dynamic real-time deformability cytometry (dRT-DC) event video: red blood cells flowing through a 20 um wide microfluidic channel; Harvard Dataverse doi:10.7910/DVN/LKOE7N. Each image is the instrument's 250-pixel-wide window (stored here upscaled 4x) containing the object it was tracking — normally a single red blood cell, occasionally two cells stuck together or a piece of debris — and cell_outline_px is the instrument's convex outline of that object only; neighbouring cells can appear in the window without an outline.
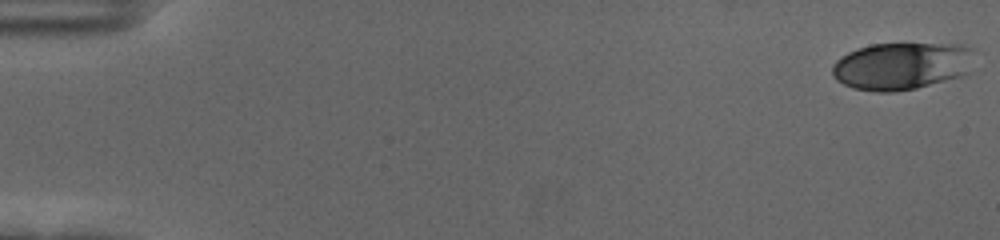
{"species": "human", "species_latin": "Homo sapiens", "temperature_condition": "cold", "stored_images_in_passage": 56, "camera_frame_rate_fps": 3000, "um_per_image_px": 0.085, "donor": {"sex": "female"}, "frame": {"image": 1, "passage_image": 1, "time_ms": 0.0, "image_size_px": [1000, 240], "cell_outline_px": [[972, 48], [968, 72], [964, 76], [916, 88], [896, 92], [876, 92], [852, 88], [836, 80], [832, 76], [832, 64], [840, 56], [856, 48], [872, 44], [964, 44]], "centroid_in_image_um": [76.59, 5.61], "position_along_channel_um": 8.4, "area_um2": 39.48}}
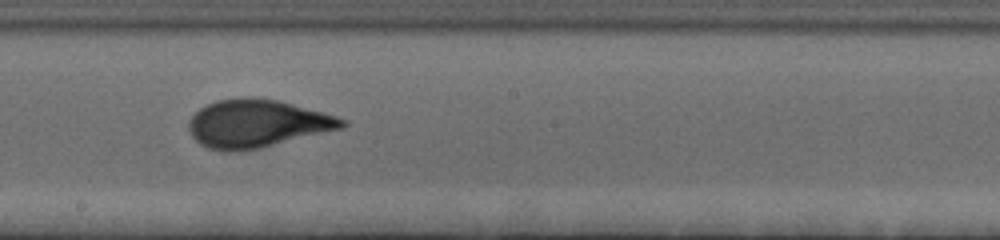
{"frame": {"image": 2, "passage_image": 32, "time_ms": 10.333, "image_size_px": [1000, 240], "cell_outline_px": [[348, 124], [344, 128], [260, 148], [232, 152], [224, 152], [208, 148], [200, 144], [192, 136], [188, 128], [188, 120], [200, 108], [216, 100], [240, 96], [248, 96], [276, 100], [324, 112], [348, 120]], "centroid_in_image_um": [21.85, 10.5], "position_along_channel_um": 226.4, "area_um2": 43.06}}
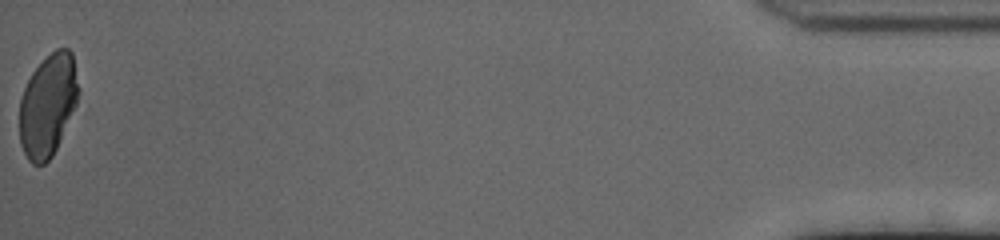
{"frame": {"image": 3, "passage_image": 56, "time_ms": 18.333, "image_size_px": [1000, 240], "cell_outline_px": [[80, 92], [76, 104], [56, 148], [52, 156], [44, 164], [32, 164], [28, 160], [20, 144], [20, 100], [24, 88], [32, 72], [56, 48], [68, 48], [72, 52]], "centroid_in_image_um": [4.07, 8.94], "position_along_channel_um": 431.1, "area_um2": 34.85}, "authors_computed_cell_mechanics": {"area_um2": 40.2866, "velocity_mm_per_s": 3.6662, "shape_relaxation_time_tau1_ms": 4.4951, "shape_relaxation_time_tau2_ms": null, "deformation_change_tau1": 0.1766, "deformation_change_tau2": null}}